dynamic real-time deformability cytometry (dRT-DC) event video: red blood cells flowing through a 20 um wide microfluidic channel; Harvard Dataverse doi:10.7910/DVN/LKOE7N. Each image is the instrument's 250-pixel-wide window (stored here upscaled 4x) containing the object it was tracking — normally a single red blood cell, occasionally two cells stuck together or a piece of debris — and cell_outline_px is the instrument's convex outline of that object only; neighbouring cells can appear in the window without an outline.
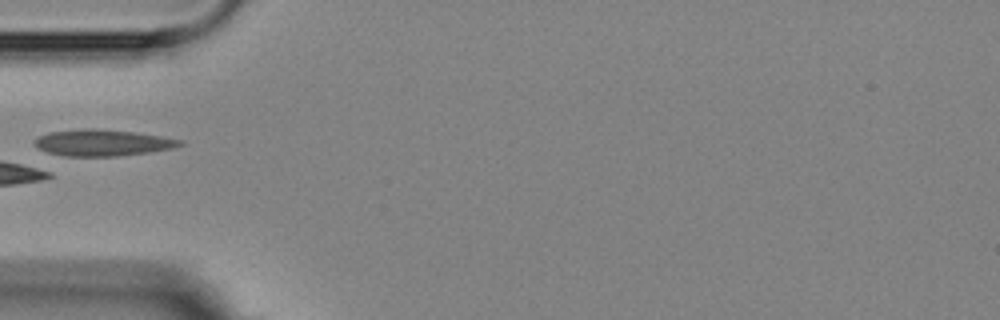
{"species": "Egyptian fruit bat (a non-hibernating species)", "species_latin": "Rousettus aegyptiacus", "temperature_condition": "room temperature", "stored_images_in_passage": 3, "camera_frame_rate_fps": 3000, "um_per_image_px": 0.085, "animal": {"sex": "female"}, "frame": {"image": 1, "passage_image": 2, "time_ms": 1.0, "image_size_px": [1000, 320], "cell_outline_px": [[184, 144], [172, 148], [148, 152], [116, 156], [64, 156], [48, 152], [40, 148], [32, 140], [48, 132], [84, 128], [96, 128], [132, 132], [160, 136], [184, 140]], "centroid_in_image_um": [8.71, 12.12], "position_along_channel_um": 76.3, "area_um2": 22.2}}
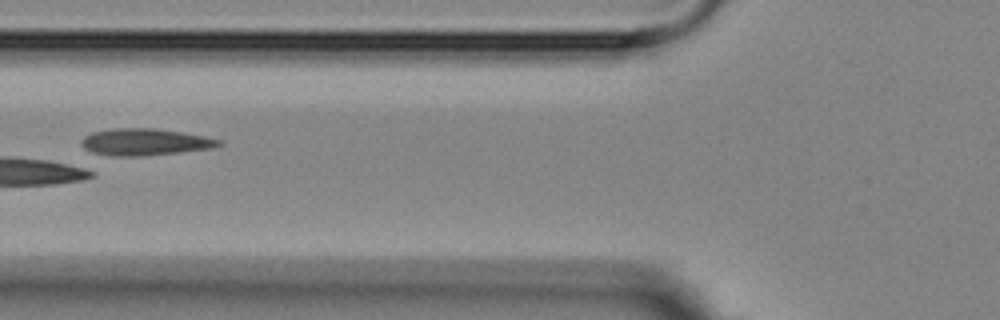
{"frame": {"image": 2, "passage_image": 3, "time_ms": 2.0, "image_size_px": [1000, 320], "cell_outline_px": [[224, 144], [212, 148], [180, 152], [140, 156], [112, 156], [92, 152], [84, 148], [80, 144], [80, 140], [84, 136], [92, 132], [112, 128], [156, 128], [204, 136], [220, 140]], "centroid_in_image_um": [12.28, 12.06], "position_along_channel_um": 113.5, "area_um2": 21.5}}